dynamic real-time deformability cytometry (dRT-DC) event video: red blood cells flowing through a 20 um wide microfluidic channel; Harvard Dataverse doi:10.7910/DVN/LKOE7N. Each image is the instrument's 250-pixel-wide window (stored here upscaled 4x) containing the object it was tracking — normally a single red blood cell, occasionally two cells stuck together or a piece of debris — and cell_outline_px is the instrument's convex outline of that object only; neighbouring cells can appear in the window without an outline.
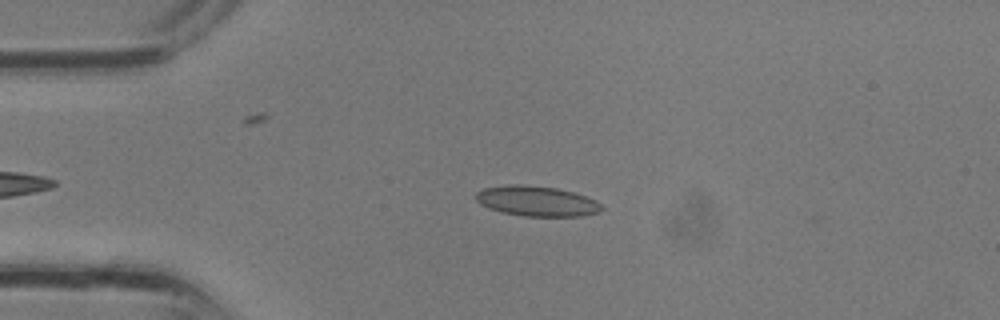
{"species": "common noctule bat (a hibernating species)", "species_latin": "Nyctalus noctula", "temperature_condition": "room temperature", "stored_images_in_passage": 25, "camera_frame_rate_fps": 3000, "um_per_image_px": 0.085, "animal": {"sex": "male", "body_mass_g": 13.3}, "frame": {"image": 1, "passage_image": 3, "time_ms": 0.667, "image_size_px": [1000, 320], "cell_outline_px": [[604, 208], [600, 212], [580, 216], [524, 216], [500, 212], [488, 208], [480, 204], [476, 200], [476, 192], [484, 188], [508, 184], [524, 184], [556, 188], [572, 192], [596, 200]], "centroid_in_image_um": [45.6, 17.09], "position_along_channel_um": 39.4, "area_um2": 22.2}}
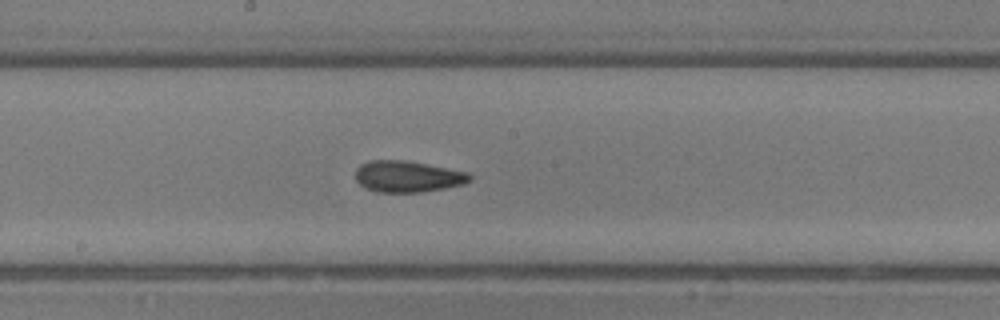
{"frame": {"image": 2, "passage_image": 13, "time_ms": 4.0, "image_size_px": [1000, 320], "cell_outline_px": [[472, 180], [464, 184], [444, 188], [420, 192], [376, 192], [364, 188], [356, 180], [356, 168], [360, 164], [368, 160], [404, 160], [468, 172], [472, 176]], "centroid_in_image_um": [34.63, 15.0], "position_along_channel_um": 213.6, "area_um2": 20.92}}
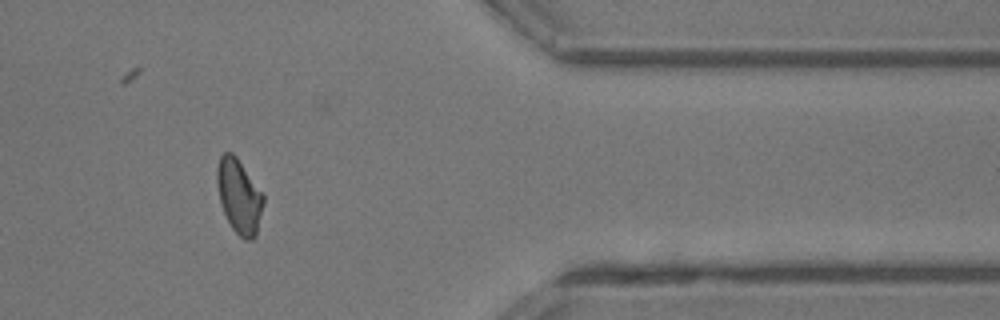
{"frame": {"image": 3, "passage_image": 23, "time_ms": 7.333, "image_size_px": [1000, 320], "cell_outline_px": [[264, 204], [256, 236], [252, 240], [244, 240], [232, 228], [224, 212], [220, 200], [216, 184], [216, 168], [220, 156], [224, 152], [232, 152], [236, 156], [264, 196]], "centroid_in_image_um": [20.32, 16.68], "position_along_channel_um": 391.1, "area_um2": 20.0}}